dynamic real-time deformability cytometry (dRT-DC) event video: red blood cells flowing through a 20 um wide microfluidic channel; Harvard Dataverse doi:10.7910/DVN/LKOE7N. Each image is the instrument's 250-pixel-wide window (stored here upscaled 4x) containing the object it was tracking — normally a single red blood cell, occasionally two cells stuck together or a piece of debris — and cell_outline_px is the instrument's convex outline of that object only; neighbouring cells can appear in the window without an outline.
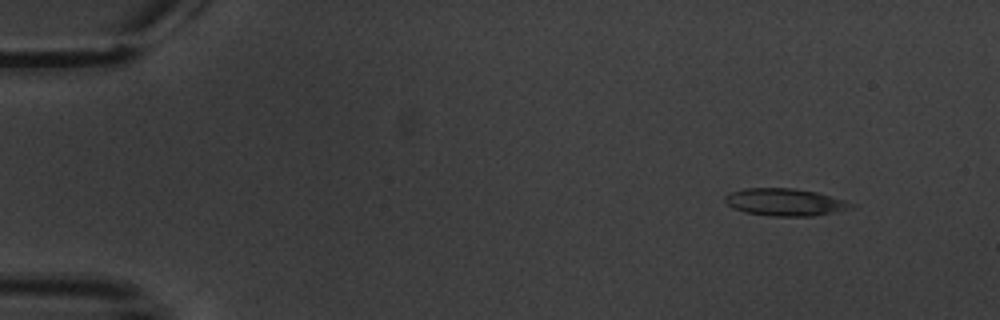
{"species": "common noctule bat (a hibernating species)", "species_latin": "Nyctalus noctula", "temperature_condition": "warm", "stored_images_in_passage": 5, "camera_frame_rate_fps": 3000, "um_per_image_px": 0.085, "animal": {"sex": "male", "body_mass_g": 20.1, "forearm_length_mm": 53.5}, "frame": {"image": 1, "passage_image": 2, "time_ms": 1.333, "image_size_px": [1000, 320], "cell_outline_px": [[856, 204], [852, 208], [812, 216], [768, 216], [744, 212], [732, 208], [724, 200], [724, 196], [732, 192], [744, 188], [792, 188], [816, 192], [844, 200]], "centroid_in_image_um": [66.69, 17.18], "position_along_channel_um": 18.3, "area_um2": 20.0}}
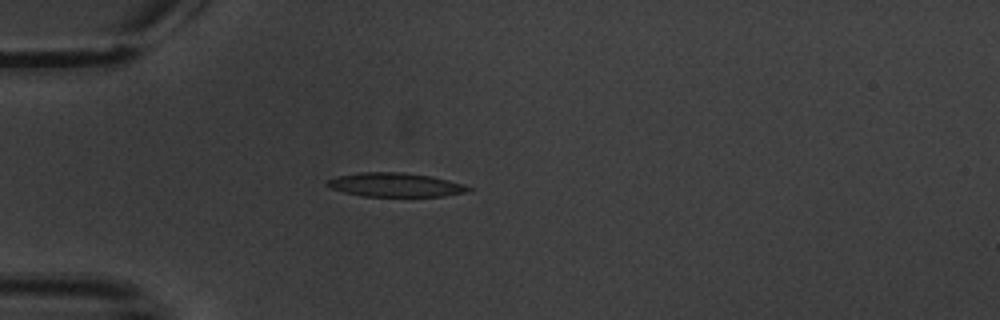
{"frame": {"image": 2, "passage_image": 5, "time_ms": 5.0, "image_size_px": [1000, 320], "cell_outline_px": [[472, 188], [468, 192], [444, 196], [364, 196], [344, 192], [332, 188], [324, 184], [328, 180], [336, 176], [360, 172], [404, 172], [432, 176], [464, 184]], "centroid_in_image_um": [33.62, 15.7], "position_along_channel_um": 51.4, "area_um2": 19.71}}